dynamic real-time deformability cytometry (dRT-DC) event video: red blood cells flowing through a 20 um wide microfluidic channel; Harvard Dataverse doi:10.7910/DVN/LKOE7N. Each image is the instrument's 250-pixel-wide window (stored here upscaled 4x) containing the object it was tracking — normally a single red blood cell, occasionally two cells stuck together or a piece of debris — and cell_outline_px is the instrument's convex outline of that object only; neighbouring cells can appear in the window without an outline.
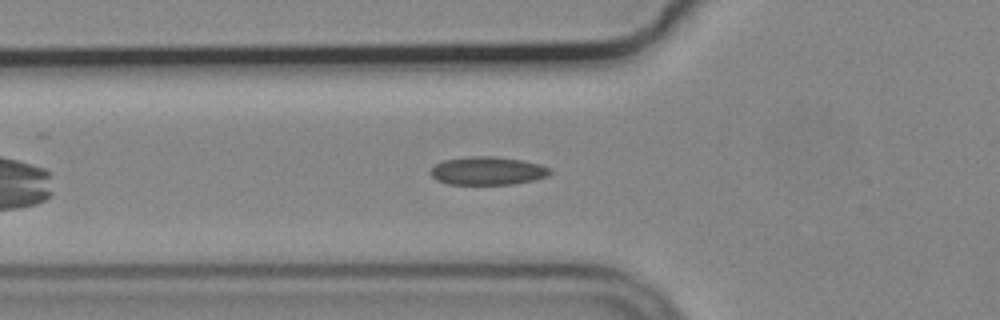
{"species": "common noctule bat (a hibernating species)", "species_latin": "Nyctalus noctula", "temperature_condition": "cold", "stored_images_in_passage": 39, "camera_frame_rate_fps": 3000, "um_per_image_px": 0.085, "animal": {"sex": "male", "body_mass_g": 19.2, "forearm_length_mm": 51.8}, "frame": {"image": 1, "passage_image": 8, "time_ms": 2.333, "image_size_px": [1000, 320], "cell_outline_px": [[552, 172], [548, 176], [536, 180], [512, 184], [448, 184], [436, 180], [428, 172], [436, 164], [444, 160], [468, 156], [492, 156], [520, 160], [540, 164], [548, 168]], "centroid_in_image_um": [41.43, 14.52], "position_along_channel_um": 84.4, "area_um2": 19.65}}
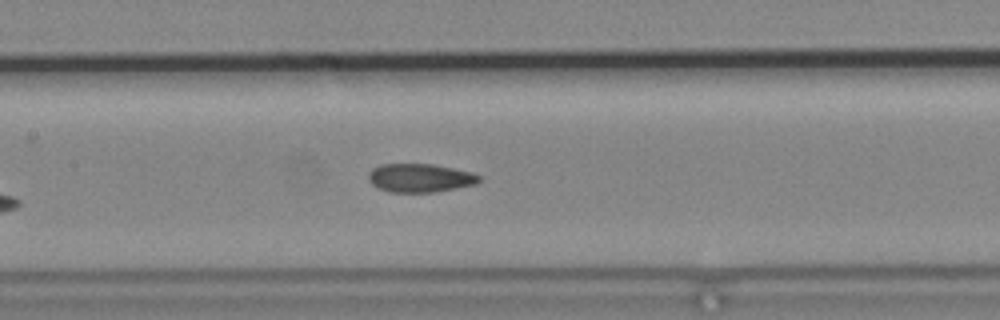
{"frame": {"image": 2, "passage_image": 15, "time_ms": 4.667, "image_size_px": [1000, 320], "cell_outline_px": [[480, 180], [476, 184], [432, 192], [388, 192], [372, 184], [368, 180], [368, 172], [372, 168], [380, 164], [432, 164], [472, 172], [480, 176]], "centroid_in_image_um": [35.66, 15.12], "position_along_channel_um": 171.7, "area_um2": 18.32}}
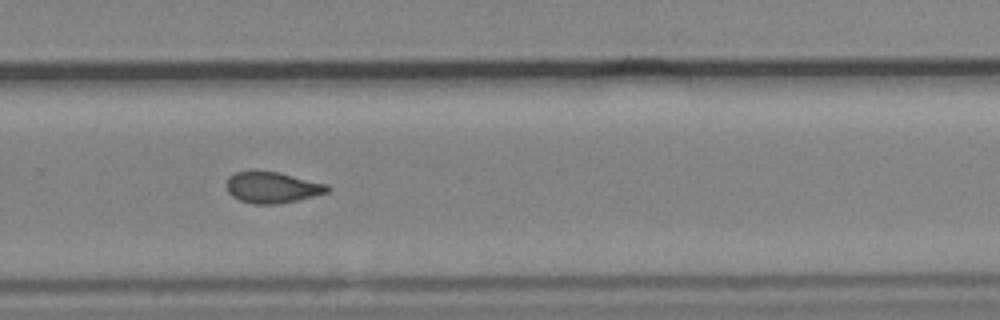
{"frame": {"image": 3, "passage_image": 26, "time_ms": 8.333, "image_size_px": [1000, 320], "cell_outline_px": [[332, 188], [328, 192], [280, 204], [252, 204], [240, 200], [232, 196], [228, 192], [228, 176], [236, 172], [276, 172], [328, 184]], "centroid_in_image_um": [23.16, 15.95], "position_along_channel_um": 306.6, "area_um2": 17.98}, "authors_computed_cell_mechanics": {"area_um2": 18.6116, "velocity_mm_per_s": 3.6963, "shape_relaxation_time_tau1_ms": null, "shape_relaxation_time_tau2_ms": 2.953, "deformation_change_tau1": null, "deformation_change_tau2": 0.0709}}